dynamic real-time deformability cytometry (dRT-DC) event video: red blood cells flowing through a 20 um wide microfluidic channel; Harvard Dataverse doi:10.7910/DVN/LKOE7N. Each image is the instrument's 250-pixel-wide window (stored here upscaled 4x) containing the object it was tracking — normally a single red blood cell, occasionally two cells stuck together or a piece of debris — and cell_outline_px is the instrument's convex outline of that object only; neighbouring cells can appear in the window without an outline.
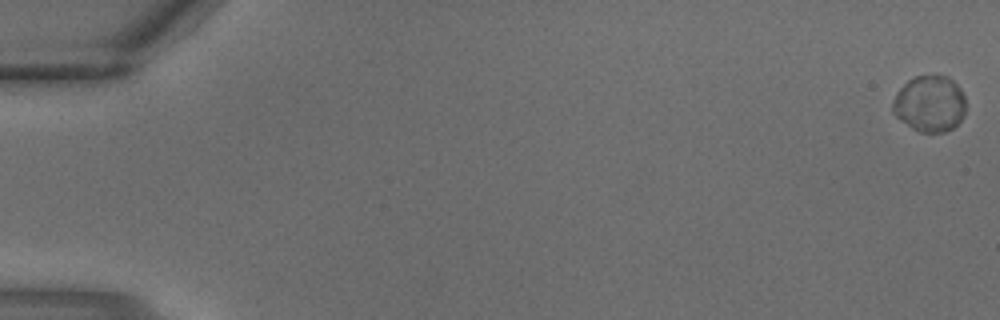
{"species": "common noctule bat (a hibernating species)", "species_latin": "Nyctalus noctula", "temperature_condition": "warm", "stored_images_in_passage": 4, "camera_frame_rate_fps": 3000, "um_per_image_px": 0.085, "animal": {"sex": "male", "body_mass_g": 18.8}, "frame": {"image": 1, "passage_image": 1, "time_ms": 0.0, "image_size_px": [1000, 320], "cell_outline_px": [[964, 116], [952, 128], [944, 132], [920, 132], [912, 128], [900, 120], [892, 112], [892, 104], [896, 92], [908, 80], [916, 76], [948, 76], [960, 88], [964, 96]], "centroid_in_image_um": [79.0, 8.82], "position_along_channel_um": 6.0, "area_um2": 23.81}}
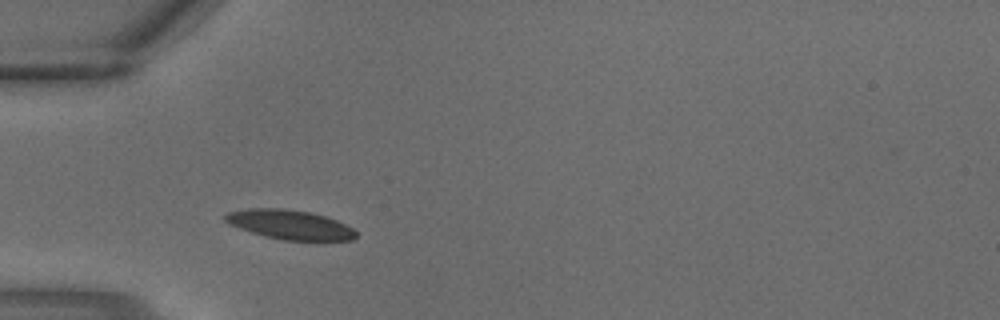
{"frame": {"image": 2, "passage_image": 4, "time_ms": 1.0, "image_size_px": [1000, 320], "cell_outline_px": [[356, 236], [352, 240], [284, 240], [252, 232], [240, 228], [224, 220], [220, 216], [228, 212], [248, 208], [284, 208], [308, 212], [324, 216], [336, 220], [352, 228], [356, 232]], "centroid_in_image_um": [24.61, 19.08], "position_along_channel_um": 60.4, "area_um2": 22.08}}